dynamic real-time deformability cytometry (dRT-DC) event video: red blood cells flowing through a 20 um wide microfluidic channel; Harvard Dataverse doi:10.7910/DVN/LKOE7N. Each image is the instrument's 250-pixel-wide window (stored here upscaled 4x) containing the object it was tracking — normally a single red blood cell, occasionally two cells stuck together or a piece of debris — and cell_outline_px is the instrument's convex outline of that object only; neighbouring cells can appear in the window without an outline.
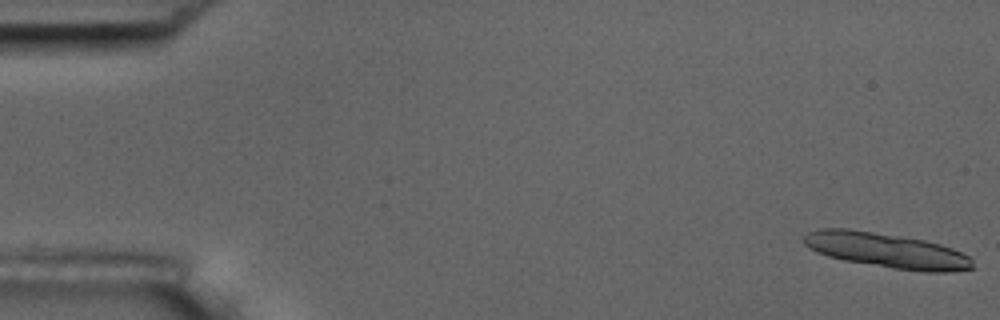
{"species": "common noctule bat (a hibernating species)", "species_latin": "Nyctalus noctula", "temperature_condition": "room temperature", "stored_images_in_passage": 14, "camera_frame_rate_fps": 3000, "um_per_image_px": 0.085, "animal": {"sex": "male", "body_mass_g": 17.5, "forearm_length_mm": 52.3}, "frame": {"image": 1, "passage_image": 1, "time_ms": 0.0, "image_size_px": [1000, 320], "cell_outline_px": [[976, 268], [952, 272], [924, 272], [892, 268], [844, 260], [828, 256], [816, 252], [808, 248], [800, 240], [808, 232], [820, 228], [848, 228], [924, 240], [940, 244], [952, 248], [968, 256], [972, 260]], "centroid_in_image_um": [75.35, 21.29], "position_along_channel_um": 9.7, "area_um2": 34.51}}